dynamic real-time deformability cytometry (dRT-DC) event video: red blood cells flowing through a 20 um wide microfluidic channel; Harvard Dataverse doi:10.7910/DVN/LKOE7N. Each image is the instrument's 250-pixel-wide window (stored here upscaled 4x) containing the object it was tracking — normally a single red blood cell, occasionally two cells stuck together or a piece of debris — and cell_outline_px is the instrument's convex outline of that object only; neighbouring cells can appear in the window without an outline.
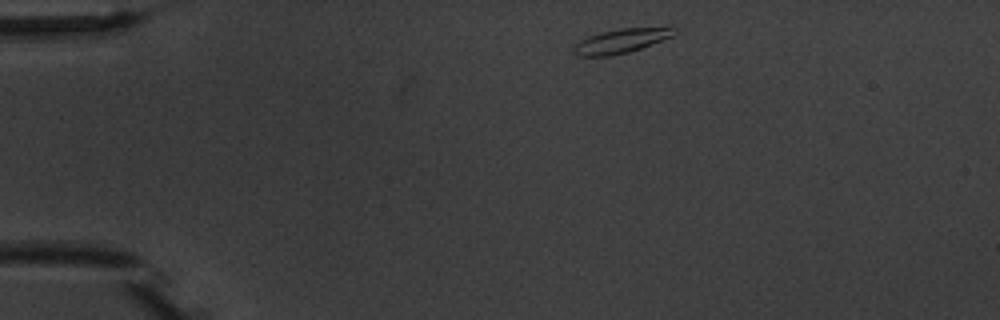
{"species": "common noctule bat (a hibernating species)", "species_latin": "Nyctalus noctula", "temperature_condition": "warm", "stored_images_in_passage": 4, "camera_frame_rate_fps": 3000, "um_per_image_px": 0.085, "animal": {"sex": "male", "body_mass_g": 20.1, "forearm_length_mm": 53.5}, "frame": {"image": 1, "passage_image": 1, "time_ms": 0.0, "image_size_px": [1000, 320], "cell_outline_px": [[676, 32], [672, 36], [640, 48], [628, 52], [612, 56], [576, 56], [572, 52], [572, 48], [580, 40], [588, 36], [620, 28], [668, 24], [672, 24]], "centroid_in_image_um": [52.87, 3.43], "position_along_channel_um": 32.1, "area_um2": 14.74}}
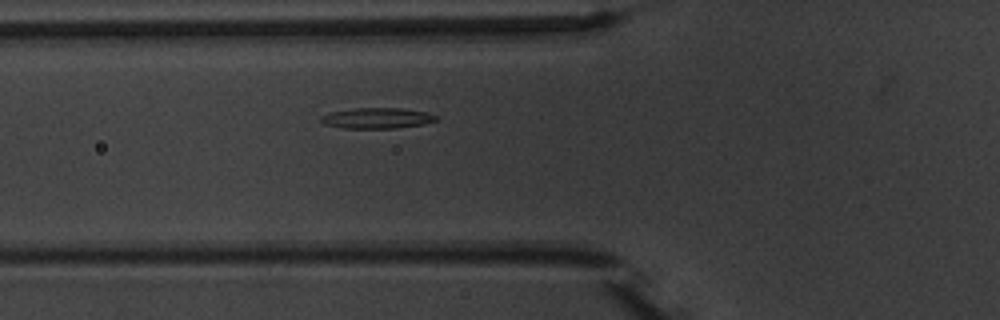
{"frame": {"image": 2, "passage_image": 4, "time_ms": 3.333, "image_size_px": [1000, 320], "cell_outline_px": [[436, 120], [424, 124], [396, 128], [340, 128], [324, 124], [320, 120], [320, 116], [332, 112], [352, 108], [400, 108], [424, 112], [436, 116]], "centroid_in_image_um": [31.99, 10.04], "position_along_channel_um": 93.8, "area_um2": 13.76}}